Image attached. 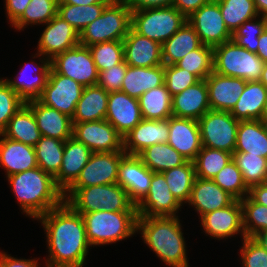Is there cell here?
Wrapping results in <instances>:
<instances>
[{
	"label": "cell",
	"mask_w": 267,
	"mask_h": 267,
	"mask_svg": "<svg viewBox=\"0 0 267 267\" xmlns=\"http://www.w3.org/2000/svg\"><path fill=\"white\" fill-rule=\"evenodd\" d=\"M112 0H59L58 4L90 5L98 3H110Z\"/></svg>",
	"instance_id": "cell-60"
},
{
	"label": "cell",
	"mask_w": 267,
	"mask_h": 267,
	"mask_svg": "<svg viewBox=\"0 0 267 267\" xmlns=\"http://www.w3.org/2000/svg\"><path fill=\"white\" fill-rule=\"evenodd\" d=\"M264 62L256 53L239 46L232 39L213 47V72L244 79L259 81Z\"/></svg>",
	"instance_id": "cell-6"
},
{
	"label": "cell",
	"mask_w": 267,
	"mask_h": 267,
	"mask_svg": "<svg viewBox=\"0 0 267 267\" xmlns=\"http://www.w3.org/2000/svg\"><path fill=\"white\" fill-rule=\"evenodd\" d=\"M256 239L267 249V232L259 234Z\"/></svg>",
	"instance_id": "cell-63"
},
{
	"label": "cell",
	"mask_w": 267,
	"mask_h": 267,
	"mask_svg": "<svg viewBox=\"0 0 267 267\" xmlns=\"http://www.w3.org/2000/svg\"><path fill=\"white\" fill-rule=\"evenodd\" d=\"M59 0H31L23 14L11 25L15 31H24L29 25L44 26L57 15Z\"/></svg>",
	"instance_id": "cell-40"
},
{
	"label": "cell",
	"mask_w": 267,
	"mask_h": 267,
	"mask_svg": "<svg viewBox=\"0 0 267 267\" xmlns=\"http://www.w3.org/2000/svg\"><path fill=\"white\" fill-rule=\"evenodd\" d=\"M80 214L83 217L87 240L91 247L114 244L137 233V211L99 210Z\"/></svg>",
	"instance_id": "cell-5"
},
{
	"label": "cell",
	"mask_w": 267,
	"mask_h": 267,
	"mask_svg": "<svg viewBox=\"0 0 267 267\" xmlns=\"http://www.w3.org/2000/svg\"><path fill=\"white\" fill-rule=\"evenodd\" d=\"M202 42L194 28L187 21L176 33L162 44L163 65H172L192 50L199 48Z\"/></svg>",
	"instance_id": "cell-34"
},
{
	"label": "cell",
	"mask_w": 267,
	"mask_h": 267,
	"mask_svg": "<svg viewBox=\"0 0 267 267\" xmlns=\"http://www.w3.org/2000/svg\"><path fill=\"white\" fill-rule=\"evenodd\" d=\"M92 151L83 143L71 137L65 141L59 173L54 177L56 185L65 192L79 177L89 161Z\"/></svg>",
	"instance_id": "cell-28"
},
{
	"label": "cell",
	"mask_w": 267,
	"mask_h": 267,
	"mask_svg": "<svg viewBox=\"0 0 267 267\" xmlns=\"http://www.w3.org/2000/svg\"><path fill=\"white\" fill-rule=\"evenodd\" d=\"M265 129H266V134H267V123H265Z\"/></svg>",
	"instance_id": "cell-65"
},
{
	"label": "cell",
	"mask_w": 267,
	"mask_h": 267,
	"mask_svg": "<svg viewBox=\"0 0 267 267\" xmlns=\"http://www.w3.org/2000/svg\"><path fill=\"white\" fill-rule=\"evenodd\" d=\"M25 101L0 77V134Z\"/></svg>",
	"instance_id": "cell-50"
},
{
	"label": "cell",
	"mask_w": 267,
	"mask_h": 267,
	"mask_svg": "<svg viewBox=\"0 0 267 267\" xmlns=\"http://www.w3.org/2000/svg\"><path fill=\"white\" fill-rule=\"evenodd\" d=\"M105 119L124 137L143 119L139 100L122 91L109 92Z\"/></svg>",
	"instance_id": "cell-20"
},
{
	"label": "cell",
	"mask_w": 267,
	"mask_h": 267,
	"mask_svg": "<svg viewBox=\"0 0 267 267\" xmlns=\"http://www.w3.org/2000/svg\"><path fill=\"white\" fill-rule=\"evenodd\" d=\"M125 151L92 153L79 177L70 187H89L117 183L121 159Z\"/></svg>",
	"instance_id": "cell-16"
},
{
	"label": "cell",
	"mask_w": 267,
	"mask_h": 267,
	"mask_svg": "<svg viewBox=\"0 0 267 267\" xmlns=\"http://www.w3.org/2000/svg\"><path fill=\"white\" fill-rule=\"evenodd\" d=\"M233 160L249 189L252 186L267 183V158L249 155V153L234 152Z\"/></svg>",
	"instance_id": "cell-43"
},
{
	"label": "cell",
	"mask_w": 267,
	"mask_h": 267,
	"mask_svg": "<svg viewBox=\"0 0 267 267\" xmlns=\"http://www.w3.org/2000/svg\"><path fill=\"white\" fill-rule=\"evenodd\" d=\"M138 217L178 216L183 205L169 189L165 176L153 172L146 196L136 205Z\"/></svg>",
	"instance_id": "cell-13"
},
{
	"label": "cell",
	"mask_w": 267,
	"mask_h": 267,
	"mask_svg": "<svg viewBox=\"0 0 267 267\" xmlns=\"http://www.w3.org/2000/svg\"><path fill=\"white\" fill-rule=\"evenodd\" d=\"M64 200L78 213L104 210L109 212L137 211L127 191L117 183L89 187H69Z\"/></svg>",
	"instance_id": "cell-4"
},
{
	"label": "cell",
	"mask_w": 267,
	"mask_h": 267,
	"mask_svg": "<svg viewBox=\"0 0 267 267\" xmlns=\"http://www.w3.org/2000/svg\"><path fill=\"white\" fill-rule=\"evenodd\" d=\"M164 71V84L171 96L184 91L186 88L200 81L196 75L177 67L175 64L164 65Z\"/></svg>",
	"instance_id": "cell-51"
},
{
	"label": "cell",
	"mask_w": 267,
	"mask_h": 267,
	"mask_svg": "<svg viewBox=\"0 0 267 267\" xmlns=\"http://www.w3.org/2000/svg\"><path fill=\"white\" fill-rule=\"evenodd\" d=\"M180 216L138 217L137 233L165 265L190 267ZM182 227V228H181Z\"/></svg>",
	"instance_id": "cell-3"
},
{
	"label": "cell",
	"mask_w": 267,
	"mask_h": 267,
	"mask_svg": "<svg viewBox=\"0 0 267 267\" xmlns=\"http://www.w3.org/2000/svg\"><path fill=\"white\" fill-rule=\"evenodd\" d=\"M241 242V267H267V249L261 242L254 237H245Z\"/></svg>",
	"instance_id": "cell-52"
},
{
	"label": "cell",
	"mask_w": 267,
	"mask_h": 267,
	"mask_svg": "<svg viewBox=\"0 0 267 267\" xmlns=\"http://www.w3.org/2000/svg\"><path fill=\"white\" fill-rule=\"evenodd\" d=\"M254 5L258 15L267 16V0H254Z\"/></svg>",
	"instance_id": "cell-61"
},
{
	"label": "cell",
	"mask_w": 267,
	"mask_h": 267,
	"mask_svg": "<svg viewBox=\"0 0 267 267\" xmlns=\"http://www.w3.org/2000/svg\"><path fill=\"white\" fill-rule=\"evenodd\" d=\"M137 156L152 172L162 173L187 162V159L168 143L149 146Z\"/></svg>",
	"instance_id": "cell-36"
},
{
	"label": "cell",
	"mask_w": 267,
	"mask_h": 267,
	"mask_svg": "<svg viewBox=\"0 0 267 267\" xmlns=\"http://www.w3.org/2000/svg\"><path fill=\"white\" fill-rule=\"evenodd\" d=\"M202 231L211 238L226 240L241 235L245 238L243 230L242 204L235 200L229 206L204 214L200 220Z\"/></svg>",
	"instance_id": "cell-17"
},
{
	"label": "cell",
	"mask_w": 267,
	"mask_h": 267,
	"mask_svg": "<svg viewBox=\"0 0 267 267\" xmlns=\"http://www.w3.org/2000/svg\"><path fill=\"white\" fill-rule=\"evenodd\" d=\"M224 23L232 34L245 21L258 16L254 0H217Z\"/></svg>",
	"instance_id": "cell-42"
},
{
	"label": "cell",
	"mask_w": 267,
	"mask_h": 267,
	"mask_svg": "<svg viewBox=\"0 0 267 267\" xmlns=\"http://www.w3.org/2000/svg\"><path fill=\"white\" fill-rule=\"evenodd\" d=\"M8 252L0 251V267H40V259H23L11 256Z\"/></svg>",
	"instance_id": "cell-54"
},
{
	"label": "cell",
	"mask_w": 267,
	"mask_h": 267,
	"mask_svg": "<svg viewBox=\"0 0 267 267\" xmlns=\"http://www.w3.org/2000/svg\"><path fill=\"white\" fill-rule=\"evenodd\" d=\"M128 64L124 61L110 69L99 72L97 85L107 92L120 91Z\"/></svg>",
	"instance_id": "cell-53"
},
{
	"label": "cell",
	"mask_w": 267,
	"mask_h": 267,
	"mask_svg": "<svg viewBox=\"0 0 267 267\" xmlns=\"http://www.w3.org/2000/svg\"><path fill=\"white\" fill-rule=\"evenodd\" d=\"M31 0H5V12L10 26L23 14Z\"/></svg>",
	"instance_id": "cell-56"
},
{
	"label": "cell",
	"mask_w": 267,
	"mask_h": 267,
	"mask_svg": "<svg viewBox=\"0 0 267 267\" xmlns=\"http://www.w3.org/2000/svg\"><path fill=\"white\" fill-rule=\"evenodd\" d=\"M172 115L198 121L210 110L206 79L172 96Z\"/></svg>",
	"instance_id": "cell-27"
},
{
	"label": "cell",
	"mask_w": 267,
	"mask_h": 267,
	"mask_svg": "<svg viewBox=\"0 0 267 267\" xmlns=\"http://www.w3.org/2000/svg\"><path fill=\"white\" fill-rule=\"evenodd\" d=\"M43 226L48 249V267H83L90 243L80 213L66 201L36 219Z\"/></svg>",
	"instance_id": "cell-1"
},
{
	"label": "cell",
	"mask_w": 267,
	"mask_h": 267,
	"mask_svg": "<svg viewBox=\"0 0 267 267\" xmlns=\"http://www.w3.org/2000/svg\"><path fill=\"white\" fill-rule=\"evenodd\" d=\"M211 1L212 0H174L172 6H174L186 18H188L202 5H205Z\"/></svg>",
	"instance_id": "cell-57"
},
{
	"label": "cell",
	"mask_w": 267,
	"mask_h": 267,
	"mask_svg": "<svg viewBox=\"0 0 267 267\" xmlns=\"http://www.w3.org/2000/svg\"><path fill=\"white\" fill-rule=\"evenodd\" d=\"M0 167L5 177L38 167L34 147L0 134Z\"/></svg>",
	"instance_id": "cell-29"
},
{
	"label": "cell",
	"mask_w": 267,
	"mask_h": 267,
	"mask_svg": "<svg viewBox=\"0 0 267 267\" xmlns=\"http://www.w3.org/2000/svg\"><path fill=\"white\" fill-rule=\"evenodd\" d=\"M132 11L120 0H112L102 15L79 33V44L89 47L107 41H123L131 28Z\"/></svg>",
	"instance_id": "cell-7"
},
{
	"label": "cell",
	"mask_w": 267,
	"mask_h": 267,
	"mask_svg": "<svg viewBox=\"0 0 267 267\" xmlns=\"http://www.w3.org/2000/svg\"><path fill=\"white\" fill-rule=\"evenodd\" d=\"M257 56L265 63L267 62V28L258 37Z\"/></svg>",
	"instance_id": "cell-59"
},
{
	"label": "cell",
	"mask_w": 267,
	"mask_h": 267,
	"mask_svg": "<svg viewBox=\"0 0 267 267\" xmlns=\"http://www.w3.org/2000/svg\"><path fill=\"white\" fill-rule=\"evenodd\" d=\"M131 11L172 6L174 0H120Z\"/></svg>",
	"instance_id": "cell-55"
},
{
	"label": "cell",
	"mask_w": 267,
	"mask_h": 267,
	"mask_svg": "<svg viewBox=\"0 0 267 267\" xmlns=\"http://www.w3.org/2000/svg\"><path fill=\"white\" fill-rule=\"evenodd\" d=\"M198 123L203 147L234 153L239 120L230 112L210 109Z\"/></svg>",
	"instance_id": "cell-9"
},
{
	"label": "cell",
	"mask_w": 267,
	"mask_h": 267,
	"mask_svg": "<svg viewBox=\"0 0 267 267\" xmlns=\"http://www.w3.org/2000/svg\"><path fill=\"white\" fill-rule=\"evenodd\" d=\"M37 44V52L52 60L56 55L79 44V33L68 22L55 15L45 24Z\"/></svg>",
	"instance_id": "cell-18"
},
{
	"label": "cell",
	"mask_w": 267,
	"mask_h": 267,
	"mask_svg": "<svg viewBox=\"0 0 267 267\" xmlns=\"http://www.w3.org/2000/svg\"><path fill=\"white\" fill-rule=\"evenodd\" d=\"M83 89L81 84L58 74L51 67L46 86L38 100L72 118Z\"/></svg>",
	"instance_id": "cell-11"
},
{
	"label": "cell",
	"mask_w": 267,
	"mask_h": 267,
	"mask_svg": "<svg viewBox=\"0 0 267 267\" xmlns=\"http://www.w3.org/2000/svg\"><path fill=\"white\" fill-rule=\"evenodd\" d=\"M260 120L263 123H267V99H266V102H265L264 109H263V112H262Z\"/></svg>",
	"instance_id": "cell-64"
},
{
	"label": "cell",
	"mask_w": 267,
	"mask_h": 267,
	"mask_svg": "<svg viewBox=\"0 0 267 267\" xmlns=\"http://www.w3.org/2000/svg\"><path fill=\"white\" fill-rule=\"evenodd\" d=\"M138 100L143 119L159 120L173 116L172 96L165 84L148 90Z\"/></svg>",
	"instance_id": "cell-37"
},
{
	"label": "cell",
	"mask_w": 267,
	"mask_h": 267,
	"mask_svg": "<svg viewBox=\"0 0 267 267\" xmlns=\"http://www.w3.org/2000/svg\"><path fill=\"white\" fill-rule=\"evenodd\" d=\"M249 196L256 203L267 207V183L252 186L249 189Z\"/></svg>",
	"instance_id": "cell-58"
},
{
	"label": "cell",
	"mask_w": 267,
	"mask_h": 267,
	"mask_svg": "<svg viewBox=\"0 0 267 267\" xmlns=\"http://www.w3.org/2000/svg\"><path fill=\"white\" fill-rule=\"evenodd\" d=\"M109 3L90 5L58 4L57 15L68 22L74 29L81 31L100 17Z\"/></svg>",
	"instance_id": "cell-41"
},
{
	"label": "cell",
	"mask_w": 267,
	"mask_h": 267,
	"mask_svg": "<svg viewBox=\"0 0 267 267\" xmlns=\"http://www.w3.org/2000/svg\"><path fill=\"white\" fill-rule=\"evenodd\" d=\"M236 199L212 179L195 178L191 195L186 204L193 207L199 219L206 213L225 208Z\"/></svg>",
	"instance_id": "cell-24"
},
{
	"label": "cell",
	"mask_w": 267,
	"mask_h": 267,
	"mask_svg": "<svg viewBox=\"0 0 267 267\" xmlns=\"http://www.w3.org/2000/svg\"><path fill=\"white\" fill-rule=\"evenodd\" d=\"M259 81L262 84H264L265 87L267 88V62L264 63V68H263L262 75Z\"/></svg>",
	"instance_id": "cell-62"
},
{
	"label": "cell",
	"mask_w": 267,
	"mask_h": 267,
	"mask_svg": "<svg viewBox=\"0 0 267 267\" xmlns=\"http://www.w3.org/2000/svg\"><path fill=\"white\" fill-rule=\"evenodd\" d=\"M65 141L42 136L34 146L38 167L55 177L61 167Z\"/></svg>",
	"instance_id": "cell-38"
},
{
	"label": "cell",
	"mask_w": 267,
	"mask_h": 267,
	"mask_svg": "<svg viewBox=\"0 0 267 267\" xmlns=\"http://www.w3.org/2000/svg\"><path fill=\"white\" fill-rule=\"evenodd\" d=\"M267 28L266 16L245 21L232 33V40L250 52L257 53L258 37Z\"/></svg>",
	"instance_id": "cell-49"
},
{
	"label": "cell",
	"mask_w": 267,
	"mask_h": 267,
	"mask_svg": "<svg viewBox=\"0 0 267 267\" xmlns=\"http://www.w3.org/2000/svg\"><path fill=\"white\" fill-rule=\"evenodd\" d=\"M234 152L267 158V134L261 120H241L237 128Z\"/></svg>",
	"instance_id": "cell-32"
},
{
	"label": "cell",
	"mask_w": 267,
	"mask_h": 267,
	"mask_svg": "<svg viewBox=\"0 0 267 267\" xmlns=\"http://www.w3.org/2000/svg\"><path fill=\"white\" fill-rule=\"evenodd\" d=\"M170 191L184 206L190 198L191 190L196 178L195 165L192 161L162 172Z\"/></svg>",
	"instance_id": "cell-39"
},
{
	"label": "cell",
	"mask_w": 267,
	"mask_h": 267,
	"mask_svg": "<svg viewBox=\"0 0 267 267\" xmlns=\"http://www.w3.org/2000/svg\"><path fill=\"white\" fill-rule=\"evenodd\" d=\"M175 65L196 75L200 80H204L213 72V47L202 44Z\"/></svg>",
	"instance_id": "cell-46"
},
{
	"label": "cell",
	"mask_w": 267,
	"mask_h": 267,
	"mask_svg": "<svg viewBox=\"0 0 267 267\" xmlns=\"http://www.w3.org/2000/svg\"><path fill=\"white\" fill-rule=\"evenodd\" d=\"M167 143L187 161H194L202 148L199 123L193 119L169 117Z\"/></svg>",
	"instance_id": "cell-22"
},
{
	"label": "cell",
	"mask_w": 267,
	"mask_h": 267,
	"mask_svg": "<svg viewBox=\"0 0 267 267\" xmlns=\"http://www.w3.org/2000/svg\"><path fill=\"white\" fill-rule=\"evenodd\" d=\"M187 21L199 35L203 45L215 47L232 39L217 0L202 5Z\"/></svg>",
	"instance_id": "cell-12"
},
{
	"label": "cell",
	"mask_w": 267,
	"mask_h": 267,
	"mask_svg": "<svg viewBox=\"0 0 267 267\" xmlns=\"http://www.w3.org/2000/svg\"><path fill=\"white\" fill-rule=\"evenodd\" d=\"M164 81V65L153 67L128 66L120 91L138 99L148 90L164 85Z\"/></svg>",
	"instance_id": "cell-30"
},
{
	"label": "cell",
	"mask_w": 267,
	"mask_h": 267,
	"mask_svg": "<svg viewBox=\"0 0 267 267\" xmlns=\"http://www.w3.org/2000/svg\"><path fill=\"white\" fill-rule=\"evenodd\" d=\"M51 67L63 76L69 77L83 87L98 83V71L89 47L81 44L56 55L51 60Z\"/></svg>",
	"instance_id": "cell-10"
},
{
	"label": "cell",
	"mask_w": 267,
	"mask_h": 267,
	"mask_svg": "<svg viewBox=\"0 0 267 267\" xmlns=\"http://www.w3.org/2000/svg\"><path fill=\"white\" fill-rule=\"evenodd\" d=\"M267 99V88L260 81L246 82L235 107L230 112L237 120H260Z\"/></svg>",
	"instance_id": "cell-33"
},
{
	"label": "cell",
	"mask_w": 267,
	"mask_h": 267,
	"mask_svg": "<svg viewBox=\"0 0 267 267\" xmlns=\"http://www.w3.org/2000/svg\"><path fill=\"white\" fill-rule=\"evenodd\" d=\"M153 172L137 155H125L119 164L117 184L128 193L130 200L137 205L148 193Z\"/></svg>",
	"instance_id": "cell-19"
},
{
	"label": "cell",
	"mask_w": 267,
	"mask_h": 267,
	"mask_svg": "<svg viewBox=\"0 0 267 267\" xmlns=\"http://www.w3.org/2000/svg\"><path fill=\"white\" fill-rule=\"evenodd\" d=\"M212 180L236 200H242L249 195V188L245 184L242 173L233 159Z\"/></svg>",
	"instance_id": "cell-47"
},
{
	"label": "cell",
	"mask_w": 267,
	"mask_h": 267,
	"mask_svg": "<svg viewBox=\"0 0 267 267\" xmlns=\"http://www.w3.org/2000/svg\"><path fill=\"white\" fill-rule=\"evenodd\" d=\"M108 95L109 92L98 85L84 87L81 98L76 105L72 123L105 119Z\"/></svg>",
	"instance_id": "cell-31"
},
{
	"label": "cell",
	"mask_w": 267,
	"mask_h": 267,
	"mask_svg": "<svg viewBox=\"0 0 267 267\" xmlns=\"http://www.w3.org/2000/svg\"><path fill=\"white\" fill-rule=\"evenodd\" d=\"M30 63L22 64L19 73L13 79L3 78V80L26 102L33 99H38L46 86L49 72L51 70V60L36 52ZM30 64V65H29ZM35 64V65H34ZM33 73H32V71ZM30 73V75H29ZM32 73V75H31ZM35 74V75H34ZM32 76V77H31Z\"/></svg>",
	"instance_id": "cell-15"
},
{
	"label": "cell",
	"mask_w": 267,
	"mask_h": 267,
	"mask_svg": "<svg viewBox=\"0 0 267 267\" xmlns=\"http://www.w3.org/2000/svg\"><path fill=\"white\" fill-rule=\"evenodd\" d=\"M73 137L93 153L123 151V137L106 119L73 123Z\"/></svg>",
	"instance_id": "cell-14"
},
{
	"label": "cell",
	"mask_w": 267,
	"mask_h": 267,
	"mask_svg": "<svg viewBox=\"0 0 267 267\" xmlns=\"http://www.w3.org/2000/svg\"><path fill=\"white\" fill-rule=\"evenodd\" d=\"M211 110L231 112L244 91L246 81L212 72L206 78Z\"/></svg>",
	"instance_id": "cell-23"
},
{
	"label": "cell",
	"mask_w": 267,
	"mask_h": 267,
	"mask_svg": "<svg viewBox=\"0 0 267 267\" xmlns=\"http://www.w3.org/2000/svg\"><path fill=\"white\" fill-rule=\"evenodd\" d=\"M169 118L142 119L123 137V150L127 155H138L144 149L157 143H167Z\"/></svg>",
	"instance_id": "cell-21"
},
{
	"label": "cell",
	"mask_w": 267,
	"mask_h": 267,
	"mask_svg": "<svg viewBox=\"0 0 267 267\" xmlns=\"http://www.w3.org/2000/svg\"><path fill=\"white\" fill-rule=\"evenodd\" d=\"M25 104L32 110L42 136L63 141L73 137L71 117L56 109L45 106L38 99L26 101Z\"/></svg>",
	"instance_id": "cell-26"
},
{
	"label": "cell",
	"mask_w": 267,
	"mask_h": 267,
	"mask_svg": "<svg viewBox=\"0 0 267 267\" xmlns=\"http://www.w3.org/2000/svg\"><path fill=\"white\" fill-rule=\"evenodd\" d=\"M240 201L245 237L256 238L267 232V207L256 203L249 195Z\"/></svg>",
	"instance_id": "cell-45"
},
{
	"label": "cell",
	"mask_w": 267,
	"mask_h": 267,
	"mask_svg": "<svg viewBox=\"0 0 267 267\" xmlns=\"http://www.w3.org/2000/svg\"><path fill=\"white\" fill-rule=\"evenodd\" d=\"M124 61L128 66L153 67L163 65L162 45L130 28L123 39Z\"/></svg>",
	"instance_id": "cell-25"
},
{
	"label": "cell",
	"mask_w": 267,
	"mask_h": 267,
	"mask_svg": "<svg viewBox=\"0 0 267 267\" xmlns=\"http://www.w3.org/2000/svg\"><path fill=\"white\" fill-rule=\"evenodd\" d=\"M1 134L10 140L19 141L33 147L42 137L32 110L25 103L11 117Z\"/></svg>",
	"instance_id": "cell-35"
},
{
	"label": "cell",
	"mask_w": 267,
	"mask_h": 267,
	"mask_svg": "<svg viewBox=\"0 0 267 267\" xmlns=\"http://www.w3.org/2000/svg\"><path fill=\"white\" fill-rule=\"evenodd\" d=\"M6 178L21 213L34 220L65 201L64 192L56 185L54 177L40 167Z\"/></svg>",
	"instance_id": "cell-2"
},
{
	"label": "cell",
	"mask_w": 267,
	"mask_h": 267,
	"mask_svg": "<svg viewBox=\"0 0 267 267\" xmlns=\"http://www.w3.org/2000/svg\"><path fill=\"white\" fill-rule=\"evenodd\" d=\"M98 73L124 62L123 41H107L89 46Z\"/></svg>",
	"instance_id": "cell-48"
},
{
	"label": "cell",
	"mask_w": 267,
	"mask_h": 267,
	"mask_svg": "<svg viewBox=\"0 0 267 267\" xmlns=\"http://www.w3.org/2000/svg\"><path fill=\"white\" fill-rule=\"evenodd\" d=\"M187 18L174 6L132 11L131 28L161 45L176 33Z\"/></svg>",
	"instance_id": "cell-8"
},
{
	"label": "cell",
	"mask_w": 267,
	"mask_h": 267,
	"mask_svg": "<svg viewBox=\"0 0 267 267\" xmlns=\"http://www.w3.org/2000/svg\"><path fill=\"white\" fill-rule=\"evenodd\" d=\"M232 159V153L202 146L196 159L193 161L196 177L212 179Z\"/></svg>",
	"instance_id": "cell-44"
}]
</instances>
